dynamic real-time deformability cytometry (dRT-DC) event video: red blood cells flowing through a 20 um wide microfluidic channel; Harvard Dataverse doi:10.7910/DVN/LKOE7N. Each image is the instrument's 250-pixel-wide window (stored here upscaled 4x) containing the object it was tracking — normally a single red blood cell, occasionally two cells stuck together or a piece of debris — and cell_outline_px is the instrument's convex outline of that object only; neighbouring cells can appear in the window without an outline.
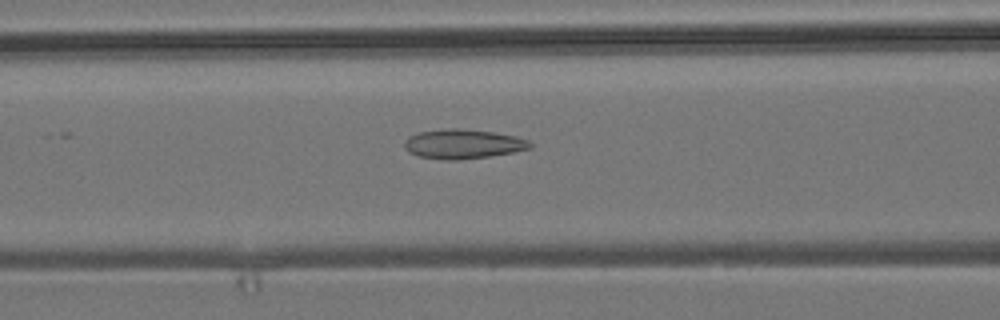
{"species": "common noctule bat (a hibernating species)", "species_latin": "Nyctalus noctula", "temperature_condition": "room temperature", "stored_images_in_passage": 54, "camera_frame_rate_fps": 3000, "um_per_image_px": 0.085, "animal": {"sex": "male", "body_mass_g": 19.2, "forearm_length_mm": 51.8}, "frame": {"image": 1, "passage_image": 22, "time_ms": 7.0, "image_size_px": [1000, 320], "cell_outline_px": [[532, 148], [512, 152], [488, 156], [460, 160], [444, 160], [416, 156], [408, 152], [404, 148], [404, 140], [408, 136], [420, 132], [448, 128], [460, 128], [492, 132], [516, 136], [528, 140], [532, 144]], "centroid_in_image_um": [39.32, 12.24], "position_along_channel_um": 127.3, "area_um2": 21.68}}
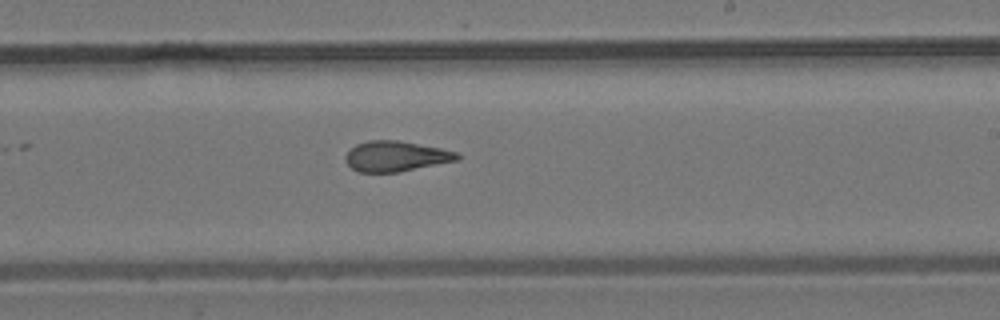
{"frame": {"image": 2, "passage_image": 32, "time_ms": 10.333, "image_size_px": [1000, 320], "cell_outline_px": [[460, 160], [400, 172], [360, 172], [352, 168], [344, 160], [344, 156], [356, 144], [368, 140], [396, 140], [440, 148], [456, 152], [460, 156]], "centroid_in_image_um": [33.65, 13.29], "position_along_channel_um": 255.3, "area_um2": 19.77}}
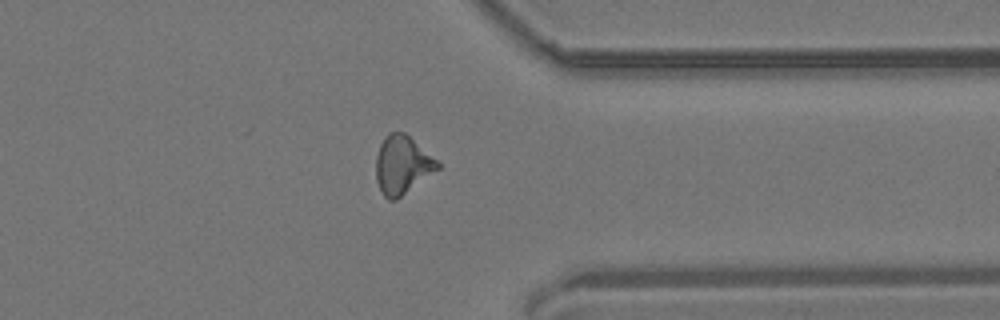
{"frame": {"image": 3, "passage_image": 42, "time_ms": 13.667, "image_size_px": [1000, 320], "cell_outline_px": [[440, 168], [396, 200], [388, 200], [384, 196], [376, 180], [376, 156], [380, 144], [384, 136], [388, 132], [404, 132], [436, 160], [440, 164]], "centroid_in_image_um": [34.16, 14.02], "position_along_channel_um": 377.2, "area_um2": 20.69}, "authors_computed_cell_mechanics": {"area_um2": 20.6346, "velocity_mm_per_s": 3.8487, "shape_relaxation_time_tau1_ms": null, "shape_relaxation_time_tau2_ms": 2.2272, "deformation_change_tau1": null, "deformation_change_tau2": 0.1129}}